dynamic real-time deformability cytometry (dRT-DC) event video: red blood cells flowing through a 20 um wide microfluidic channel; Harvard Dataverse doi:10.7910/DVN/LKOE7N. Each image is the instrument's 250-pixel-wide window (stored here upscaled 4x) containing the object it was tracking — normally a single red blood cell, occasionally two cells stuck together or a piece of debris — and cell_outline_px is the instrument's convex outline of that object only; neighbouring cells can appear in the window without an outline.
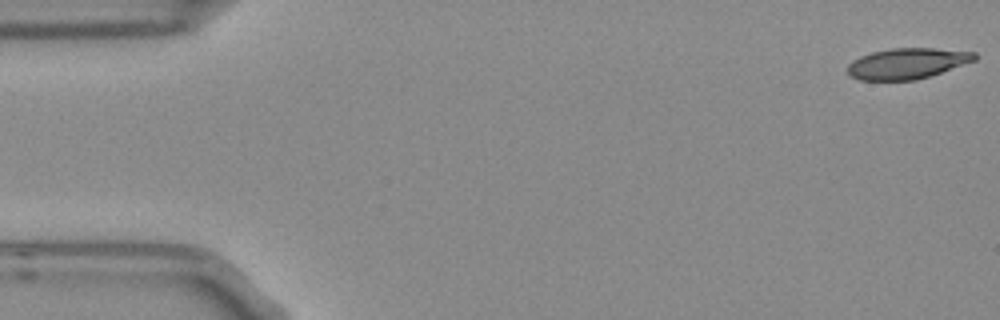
{"species": "Egyptian fruit bat (a non-hibernating species)", "species_latin": "Rousettus aegyptiacus", "temperature_condition": "room temperature", "stored_images_in_passage": 4, "camera_frame_rate_fps": 3000, "um_per_image_px": 0.085, "frame": {"image": 1, "passage_image": 1, "time_ms": 0.0, "image_size_px": [1000, 320], "cell_outline_px": [[976, 60], [916, 80], [860, 80], [848, 76], [848, 64], [852, 60], [860, 56], [872, 52], [892, 48], [932, 48], [976, 52]], "centroid_in_image_um": [77.07, 5.39], "position_along_channel_um": 7.9, "area_um2": 22.66}}
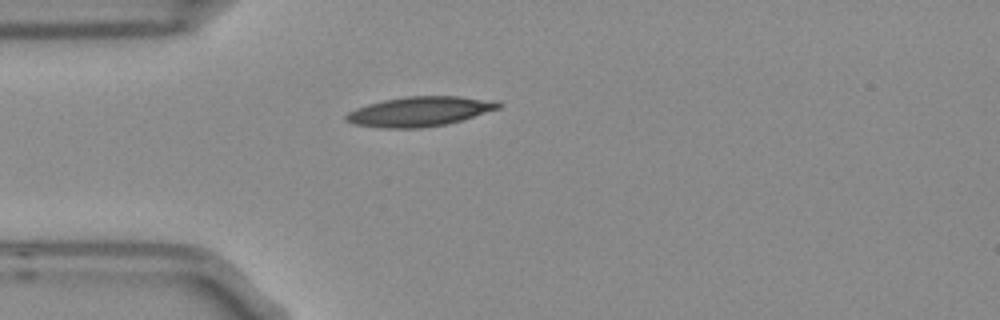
{"frame": {"image": 2, "passage_image": 4, "time_ms": 1.0, "image_size_px": [1000, 320], "cell_outline_px": [[504, 104], [500, 108], [448, 124], [424, 128], [380, 128], [352, 124], [344, 120], [344, 116], [348, 112], [356, 108], [368, 104], [384, 100], [408, 96], [460, 96], [500, 100]], "centroid_in_image_um": [35.7, 9.47], "position_along_channel_um": 49.3, "area_um2": 26.76}}